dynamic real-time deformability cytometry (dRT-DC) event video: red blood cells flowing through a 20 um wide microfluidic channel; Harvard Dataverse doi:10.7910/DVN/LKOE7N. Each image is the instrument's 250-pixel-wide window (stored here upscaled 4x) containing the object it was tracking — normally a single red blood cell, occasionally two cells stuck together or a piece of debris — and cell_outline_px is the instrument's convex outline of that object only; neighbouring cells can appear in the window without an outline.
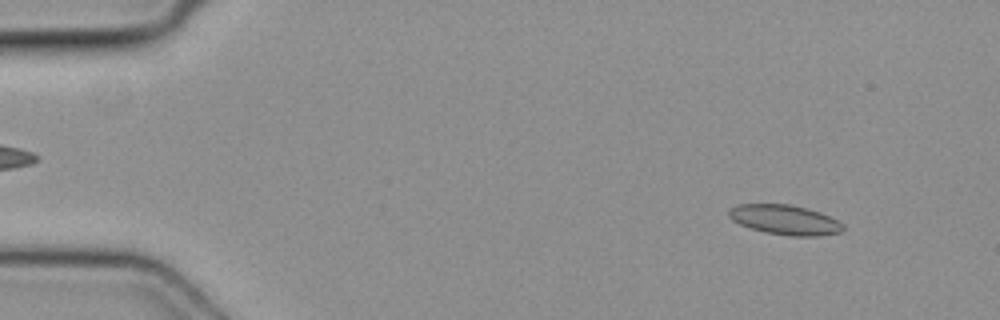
{"species": "common noctule bat (a hibernating species)", "species_latin": "Nyctalus noctula", "temperature_condition": "cold", "stored_images_in_passage": 38, "camera_frame_rate_fps": 3000, "um_per_image_px": 0.085, "animal": {"sex": "female", "body_mass_g": 19.3, "forearm_length_mm": 54.1}, "frame": {"image": 1, "passage_image": 5, "time_ms": 1.333, "image_size_px": [1000, 320], "cell_outline_px": [[844, 228], [840, 232], [820, 236], [788, 236], [764, 232], [740, 224], [732, 220], [728, 216], [728, 212], [732, 208], [740, 204], [788, 204], [820, 212], [844, 224]], "centroid_in_image_um": [66.72, 18.69], "position_along_channel_um": 18.3, "area_um2": 19.65}}
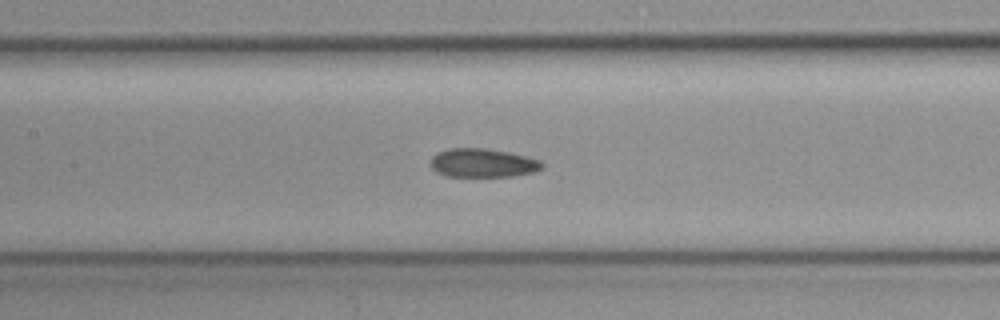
{"frame": {"image": 2, "passage_image": 23, "time_ms": 7.333, "image_size_px": [1000, 320], "cell_outline_px": [[544, 168], [532, 172], [512, 176], [444, 176], [436, 172], [432, 168], [432, 156], [440, 152], [452, 148], [484, 148], [508, 152], [540, 160], [544, 164]], "centroid_in_image_um": [41.05, 13.85], "position_along_channel_um": 166.4, "area_um2": 18.44}}
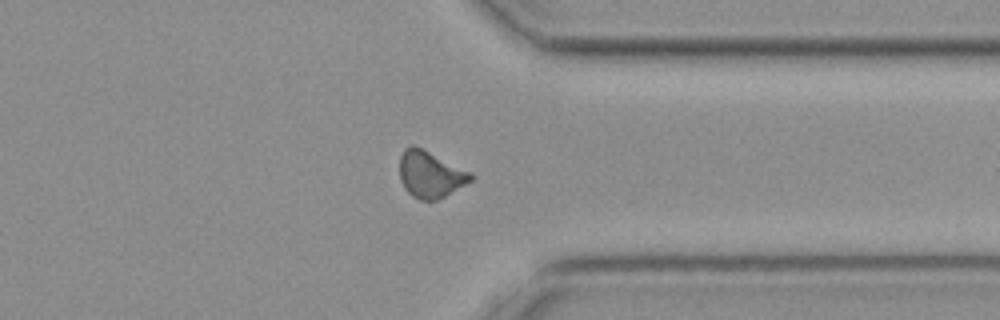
{"frame": {"image": 3, "passage_image": 38, "time_ms": 12.333, "image_size_px": [1000, 320], "cell_outline_px": [[472, 180], [444, 196], [436, 200], [420, 200], [412, 196], [404, 188], [400, 180], [400, 156], [404, 148], [412, 144], [472, 172]], "centroid_in_image_um": [36.55, 14.82], "position_along_channel_um": 374.9, "area_um2": 19.13}}